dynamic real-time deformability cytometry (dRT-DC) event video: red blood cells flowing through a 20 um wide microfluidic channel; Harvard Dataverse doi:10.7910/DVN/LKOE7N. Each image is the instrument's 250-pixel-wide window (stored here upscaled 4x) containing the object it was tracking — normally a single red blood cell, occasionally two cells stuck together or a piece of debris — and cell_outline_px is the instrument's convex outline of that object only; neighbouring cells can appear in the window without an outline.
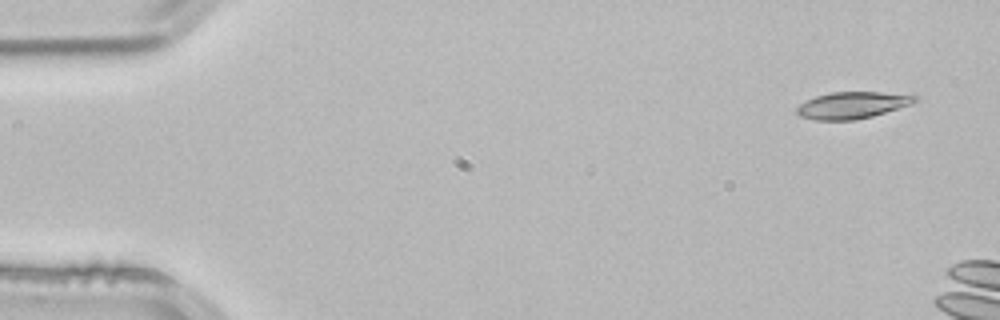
{"species": "common noctule bat (a hibernating species)", "species_latin": "Nyctalus noctula", "temperature_condition": "room temperature", "stored_images_in_passage": 2, "camera_frame_rate_fps": 3000, "um_per_image_px": 0.085, "animal": {"sex": "male", "body_mass_g": 21.5, "forearm_length_mm": 52.0}, "frame": {"image": 1, "passage_image": 1, "time_ms": 0.0, "image_size_px": [1000, 320], "cell_outline_px": [[920, 100], [912, 104], [872, 116], [856, 120], [816, 120], [800, 116], [796, 112], [796, 108], [800, 104], [816, 96], [832, 92], [880, 92], [916, 96]], "centroid_in_image_um": [72.45, 8.94], "position_along_channel_um": 12.6, "area_um2": 18.26}}